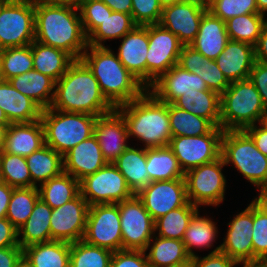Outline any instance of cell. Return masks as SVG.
Returning <instances> with one entry per match:
<instances>
[{"instance_id":"1","label":"cell","mask_w":267,"mask_h":267,"mask_svg":"<svg viewBox=\"0 0 267 267\" xmlns=\"http://www.w3.org/2000/svg\"><path fill=\"white\" fill-rule=\"evenodd\" d=\"M78 8L35 0V41L80 59L88 47Z\"/></svg>"},{"instance_id":"2","label":"cell","mask_w":267,"mask_h":267,"mask_svg":"<svg viewBox=\"0 0 267 267\" xmlns=\"http://www.w3.org/2000/svg\"><path fill=\"white\" fill-rule=\"evenodd\" d=\"M52 109L102 116L115 108L103 96L97 79L81 60H74L56 81Z\"/></svg>"},{"instance_id":"3","label":"cell","mask_w":267,"mask_h":267,"mask_svg":"<svg viewBox=\"0 0 267 267\" xmlns=\"http://www.w3.org/2000/svg\"><path fill=\"white\" fill-rule=\"evenodd\" d=\"M80 59L91 70L103 96L114 108L139 98L147 90L107 46L88 45Z\"/></svg>"},{"instance_id":"4","label":"cell","mask_w":267,"mask_h":267,"mask_svg":"<svg viewBox=\"0 0 267 267\" xmlns=\"http://www.w3.org/2000/svg\"><path fill=\"white\" fill-rule=\"evenodd\" d=\"M115 109L125 120L129 138L137 137L144 148L169 145L172 133L168 103L159 101L148 89L139 98Z\"/></svg>"},{"instance_id":"5","label":"cell","mask_w":267,"mask_h":267,"mask_svg":"<svg viewBox=\"0 0 267 267\" xmlns=\"http://www.w3.org/2000/svg\"><path fill=\"white\" fill-rule=\"evenodd\" d=\"M260 94L248 79L230 83L220 95V127L226 130H244L261 122L265 113Z\"/></svg>"},{"instance_id":"6","label":"cell","mask_w":267,"mask_h":267,"mask_svg":"<svg viewBox=\"0 0 267 267\" xmlns=\"http://www.w3.org/2000/svg\"><path fill=\"white\" fill-rule=\"evenodd\" d=\"M96 119L97 116L91 114L44 109L40 120L44 129L45 144L63 156L80 142L94 135Z\"/></svg>"},{"instance_id":"7","label":"cell","mask_w":267,"mask_h":267,"mask_svg":"<svg viewBox=\"0 0 267 267\" xmlns=\"http://www.w3.org/2000/svg\"><path fill=\"white\" fill-rule=\"evenodd\" d=\"M220 156L226 166L232 163L260 192L267 188V157L244 130L223 132Z\"/></svg>"},{"instance_id":"8","label":"cell","mask_w":267,"mask_h":267,"mask_svg":"<svg viewBox=\"0 0 267 267\" xmlns=\"http://www.w3.org/2000/svg\"><path fill=\"white\" fill-rule=\"evenodd\" d=\"M35 0L0 2V50L35 40Z\"/></svg>"},{"instance_id":"9","label":"cell","mask_w":267,"mask_h":267,"mask_svg":"<svg viewBox=\"0 0 267 267\" xmlns=\"http://www.w3.org/2000/svg\"><path fill=\"white\" fill-rule=\"evenodd\" d=\"M226 166L220 156L213 162L202 164L184 174L188 201L200 205L218 206L224 201L226 177L222 168Z\"/></svg>"},{"instance_id":"10","label":"cell","mask_w":267,"mask_h":267,"mask_svg":"<svg viewBox=\"0 0 267 267\" xmlns=\"http://www.w3.org/2000/svg\"><path fill=\"white\" fill-rule=\"evenodd\" d=\"M223 132L224 130L221 127H214L205 135L178 136L170 139L168 146L176 156L184 174L220 157Z\"/></svg>"},{"instance_id":"11","label":"cell","mask_w":267,"mask_h":267,"mask_svg":"<svg viewBox=\"0 0 267 267\" xmlns=\"http://www.w3.org/2000/svg\"><path fill=\"white\" fill-rule=\"evenodd\" d=\"M80 193L89 206L117 204L134 195L124 176L113 163H107L94 174L82 179L80 181Z\"/></svg>"},{"instance_id":"12","label":"cell","mask_w":267,"mask_h":267,"mask_svg":"<svg viewBox=\"0 0 267 267\" xmlns=\"http://www.w3.org/2000/svg\"><path fill=\"white\" fill-rule=\"evenodd\" d=\"M117 204L120 213L122 249L146 251L150 240L156 235L155 221L136 194Z\"/></svg>"},{"instance_id":"13","label":"cell","mask_w":267,"mask_h":267,"mask_svg":"<svg viewBox=\"0 0 267 267\" xmlns=\"http://www.w3.org/2000/svg\"><path fill=\"white\" fill-rule=\"evenodd\" d=\"M87 244L108 249L122 250V233L118 204L89 206L85 233L82 239Z\"/></svg>"},{"instance_id":"14","label":"cell","mask_w":267,"mask_h":267,"mask_svg":"<svg viewBox=\"0 0 267 267\" xmlns=\"http://www.w3.org/2000/svg\"><path fill=\"white\" fill-rule=\"evenodd\" d=\"M147 89L165 72L178 64L183 44L160 24L148 25Z\"/></svg>"},{"instance_id":"15","label":"cell","mask_w":267,"mask_h":267,"mask_svg":"<svg viewBox=\"0 0 267 267\" xmlns=\"http://www.w3.org/2000/svg\"><path fill=\"white\" fill-rule=\"evenodd\" d=\"M206 0H184L163 7L159 24L176 35L183 45H190L199 30Z\"/></svg>"},{"instance_id":"16","label":"cell","mask_w":267,"mask_h":267,"mask_svg":"<svg viewBox=\"0 0 267 267\" xmlns=\"http://www.w3.org/2000/svg\"><path fill=\"white\" fill-rule=\"evenodd\" d=\"M136 195L154 221L189 202L185 178L151 182Z\"/></svg>"},{"instance_id":"17","label":"cell","mask_w":267,"mask_h":267,"mask_svg":"<svg viewBox=\"0 0 267 267\" xmlns=\"http://www.w3.org/2000/svg\"><path fill=\"white\" fill-rule=\"evenodd\" d=\"M89 204L79 193L74 199L53 209L50 219L51 241L73 243L83 239Z\"/></svg>"},{"instance_id":"18","label":"cell","mask_w":267,"mask_h":267,"mask_svg":"<svg viewBox=\"0 0 267 267\" xmlns=\"http://www.w3.org/2000/svg\"><path fill=\"white\" fill-rule=\"evenodd\" d=\"M228 230L221 249L229 258L240 262L254 259L252 229H253V200L244 211L234 216L227 224Z\"/></svg>"},{"instance_id":"19","label":"cell","mask_w":267,"mask_h":267,"mask_svg":"<svg viewBox=\"0 0 267 267\" xmlns=\"http://www.w3.org/2000/svg\"><path fill=\"white\" fill-rule=\"evenodd\" d=\"M94 136L107 163H113L128 147L127 126L116 109L97 117Z\"/></svg>"},{"instance_id":"20","label":"cell","mask_w":267,"mask_h":267,"mask_svg":"<svg viewBox=\"0 0 267 267\" xmlns=\"http://www.w3.org/2000/svg\"><path fill=\"white\" fill-rule=\"evenodd\" d=\"M148 90L161 102L172 104L177 98L191 90H209L204 80L175 64L163 73ZM152 90V91H151Z\"/></svg>"},{"instance_id":"21","label":"cell","mask_w":267,"mask_h":267,"mask_svg":"<svg viewBox=\"0 0 267 267\" xmlns=\"http://www.w3.org/2000/svg\"><path fill=\"white\" fill-rule=\"evenodd\" d=\"M122 38L116 55L125 68L147 88L148 25H137Z\"/></svg>"},{"instance_id":"22","label":"cell","mask_w":267,"mask_h":267,"mask_svg":"<svg viewBox=\"0 0 267 267\" xmlns=\"http://www.w3.org/2000/svg\"><path fill=\"white\" fill-rule=\"evenodd\" d=\"M107 164L94 135L63 155V169L79 182Z\"/></svg>"},{"instance_id":"23","label":"cell","mask_w":267,"mask_h":267,"mask_svg":"<svg viewBox=\"0 0 267 267\" xmlns=\"http://www.w3.org/2000/svg\"><path fill=\"white\" fill-rule=\"evenodd\" d=\"M255 61V46L231 39L215 59L229 83L248 79Z\"/></svg>"},{"instance_id":"24","label":"cell","mask_w":267,"mask_h":267,"mask_svg":"<svg viewBox=\"0 0 267 267\" xmlns=\"http://www.w3.org/2000/svg\"><path fill=\"white\" fill-rule=\"evenodd\" d=\"M44 145V129L41 120L11 123L7 127L3 152L27 157Z\"/></svg>"},{"instance_id":"25","label":"cell","mask_w":267,"mask_h":267,"mask_svg":"<svg viewBox=\"0 0 267 267\" xmlns=\"http://www.w3.org/2000/svg\"><path fill=\"white\" fill-rule=\"evenodd\" d=\"M178 65L200 76L209 90L221 95L230 85L215 60H210L190 45H183Z\"/></svg>"},{"instance_id":"26","label":"cell","mask_w":267,"mask_h":267,"mask_svg":"<svg viewBox=\"0 0 267 267\" xmlns=\"http://www.w3.org/2000/svg\"><path fill=\"white\" fill-rule=\"evenodd\" d=\"M228 40L225 21L207 10L201 18L197 36L190 46L208 59L215 60L225 49Z\"/></svg>"},{"instance_id":"27","label":"cell","mask_w":267,"mask_h":267,"mask_svg":"<svg viewBox=\"0 0 267 267\" xmlns=\"http://www.w3.org/2000/svg\"><path fill=\"white\" fill-rule=\"evenodd\" d=\"M0 108L11 123L38 121L43 109L15 89L9 81H0Z\"/></svg>"},{"instance_id":"28","label":"cell","mask_w":267,"mask_h":267,"mask_svg":"<svg viewBox=\"0 0 267 267\" xmlns=\"http://www.w3.org/2000/svg\"><path fill=\"white\" fill-rule=\"evenodd\" d=\"M8 81L15 89L31 98L43 110L50 108L56 86V81L51 77L32 69Z\"/></svg>"},{"instance_id":"29","label":"cell","mask_w":267,"mask_h":267,"mask_svg":"<svg viewBox=\"0 0 267 267\" xmlns=\"http://www.w3.org/2000/svg\"><path fill=\"white\" fill-rule=\"evenodd\" d=\"M52 210L41 198L37 200L28 220L18 229V243L22 249L33 244L51 241Z\"/></svg>"},{"instance_id":"30","label":"cell","mask_w":267,"mask_h":267,"mask_svg":"<svg viewBox=\"0 0 267 267\" xmlns=\"http://www.w3.org/2000/svg\"><path fill=\"white\" fill-rule=\"evenodd\" d=\"M124 176L128 187L134 194L149 184V174L146 168V148L128 146L113 162Z\"/></svg>"},{"instance_id":"31","label":"cell","mask_w":267,"mask_h":267,"mask_svg":"<svg viewBox=\"0 0 267 267\" xmlns=\"http://www.w3.org/2000/svg\"><path fill=\"white\" fill-rule=\"evenodd\" d=\"M33 69L58 81L67 71L74 59L65 51L45 45L41 42L31 43Z\"/></svg>"},{"instance_id":"32","label":"cell","mask_w":267,"mask_h":267,"mask_svg":"<svg viewBox=\"0 0 267 267\" xmlns=\"http://www.w3.org/2000/svg\"><path fill=\"white\" fill-rule=\"evenodd\" d=\"M172 104L208 119L215 127H220V95L212 90H191Z\"/></svg>"},{"instance_id":"33","label":"cell","mask_w":267,"mask_h":267,"mask_svg":"<svg viewBox=\"0 0 267 267\" xmlns=\"http://www.w3.org/2000/svg\"><path fill=\"white\" fill-rule=\"evenodd\" d=\"M153 237H155V239L152 238L146 248V251L150 249L146 256L151 267L191 264L192 258L187 253L182 240L155 235Z\"/></svg>"},{"instance_id":"34","label":"cell","mask_w":267,"mask_h":267,"mask_svg":"<svg viewBox=\"0 0 267 267\" xmlns=\"http://www.w3.org/2000/svg\"><path fill=\"white\" fill-rule=\"evenodd\" d=\"M26 160L32 178V187H39L64 171L63 156L46 144L32 152Z\"/></svg>"},{"instance_id":"35","label":"cell","mask_w":267,"mask_h":267,"mask_svg":"<svg viewBox=\"0 0 267 267\" xmlns=\"http://www.w3.org/2000/svg\"><path fill=\"white\" fill-rule=\"evenodd\" d=\"M23 255L35 267H69L70 243L49 241L23 248Z\"/></svg>"},{"instance_id":"36","label":"cell","mask_w":267,"mask_h":267,"mask_svg":"<svg viewBox=\"0 0 267 267\" xmlns=\"http://www.w3.org/2000/svg\"><path fill=\"white\" fill-rule=\"evenodd\" d=\"M146 168L149 184L154 181L184 178V172L169 146L146 148Z\"/></svg>"},{"instance_id":"37","label":"cell","mask_w":267,"mask_h":267,"mask_svg":"<svg viewBox=\"0 0 267 267\" xmlns=\"http://www.w3.org/2000/svg\"><path fill=\"white\" fill-rule=\"evenodd\" d=\"M40 198L52 209L74 199L80 193V182L66 172L40 185Z\"/></svg>"},{"instance_id":"38","label":"cell","mask_w":267,"mask_h":267,"mask_svg":"<svg viewBox=\"0 0 267 267\" xmlns=\"http://www.w3.org/2000/svg\"><path fill=\"white\" fill-rule=\"evenodd\" d=\"M199 215V211L193 215L182 238L191 258L197 256L195 251L193 252V248H211L215 238H217L216 234H218L216 222H213L209 217Z\"/></svg>"},{"instance_id":"39","label":"cell","mask_w":267,"mask_h":267,"mask_svg":"<svg viewBox=\"0 0 267 267\" xmlns=\"http://www.w3.org/2000/svg\"><path fill=\"white\" fill-rule=\"evenodd\" d=\"M168 116L172 137L205 135L215 127L208 119L173 104H168Z\"/></svg>"},{"instance_id":"40","label":"cell","mask_w":267,"mask_h":267,"mask_svg":"<svg viewBox=\"0 0 267 267\" xmlns=\"http://www.w3.org/2000/svg\"><path fill=\"white\" fill-rule=\"evenodd\" d=\"M136 26L137 24L133 21L131 14L112 11L88 36V45L105 47L106 40L122 39L124 35L132 31Z\"/></svg>"},{"instance_id":"41","label":"cell","mask_w":267,"mask_h":267,"mask_svg":"<svg viewBox=\"0 0 267 267\" xmlns=\"http://www.w3.org/2000/svg\"><path fill=\"white\" fill-rule=\"evenodd\" d=\"M266 21L261 13L239 15L225 21L226 31L229 39L255 46Z\"/></svg>"},{"instance_id":"42","label":"cell","mask_w":267,"mask_h":267,"mask_svg":"<svg viewBox=\"0 0 267 267\" xmlns=\"http://www.w3.org/2000/svg\"><path fill=\"white\" fill-rule=\"evenodd\" d=\"M198 210L199 207L190 202L185 206L171 210L166 215L155 220V233L159 231V237L182 240L189 222Z\"/></svg>"},{"instance_id":"43","label":"cell","mask_w":267,"mask_h":267,"mask_svg":"<svg viewBox=\"0 0 267 267\" xmlns=\"http://www.w3.org/2000/svg\"><path fill=\"white\" fill-rule=\"evenodd\" d=\"M39 198L38 187L13 188L6 218L17 230L28 220Z\"/></svg>"},{"instance_id":"44","label":"cell","mask_w":267,"mask_h":267,"mask_svg":"<svg viewBox=\"0 0 267 267\" xmlns=\"http://www.w3.org/2000/svg\"><path fill=\"white\" fill-rule=\"evenodd\" d=\"M33 69L31 44L0 50L1 79H9Z\"/></svg>"},{"instance_id":"45","label":"cell","mask_w":267,"mask_h":267,"mask_svg":"<svg viewBox=\"0 0 267 267\" xmlns=\"http://www.w3.org/2000/svg\"><path fill=\"white\" fill-rule=\"evenodd\" d=\"M0 176L2 182L13 188L32 187V178L26 157L2 151L0 153Z\"/></svg>"},{"instance_id":"46","label":"cell","mask_w":267,"mask_h":267,"mask_svg":"<svg viewBox=\"0 0 267 267\" xmlns=\"http://www.w3.org/2000/svg\"><path fill=\"white\" fill-rule=\"evenodd\" d=\"M112 254L108 249L76 241L70 243L69 267H109Z\"/></svg>"},{"instance_id":"47","label":"cell","mask_w":267,"mask_h":267,"mask_svg":"<svg viewBox=\"0 0 267 267\" xmlns=\"http://www.w3.org/2000/svg\"><path fill=\"white\" fill-rule=\"evenodd\" d=\"M207 9L222 21L250 13H259L256 0H206Z\"/></svg>"},{"instance_id":"48","label":"cell","mask_w":267,"mask_h":267,"mask_svg":"<svg viewBox=\"0 0 267 267\" xmlns=\"http://www.w3.org/2000/svg\"><path fill=\"white\" fill-rule=\"evenodd\" d=\"M253 253L255 258H267V207L253 200Z\"/></svg>"},{"instance_id":"49","label":"cell","mask_w":267,"mask_h":267,"mask_svg":"<svg viewBox=\"0 0 267 267\" xmlns=\"http://www.w3.org/2000/svg\"><path fill=\"white\" fill-rule=\"evenodd\" d=\"M83 29L88 37L112 10L101 0H83L78 7Z\"/></svg>"},{"instance_id":"50","label":"cell","mask_w":267,"mask_h":267,"mask_svg":"<svg viewBox=\"0 0 267 267\" xmlns=\"http://www.w3.org/2000/svg\"><path fill=\"white\" fill-rule=\"evenodd\" d=\"M162 10L159 0H132L131 15L137 25L159 24Z\"/></svg>"},{"instance_id":"51","label":"cell","mask_w":267,"mask_h":267,"mask_svg":"<svg viewBox=\"0 0 267 267\" xmlns=\"http://www.w3.org/2000/svg\"><path fill=\"white\" fill-rule=\"evenodd\" d=\"M109 267H151L146 251L118 250L113 252Z\"/></svg>"},{"instance_id":"52","label":"cell","mask_w":267,"mask_h":267,"mask_svg":"<svg viewBox=\"0 0 267 267\" xmlns=\"http://www.w3.org/2000/svg\"><path fill=\"white\" fill-rule=\"evenodd\" d=\"M221 245H218L212 252L205 257H193L191 259L192 267H235L238 261L229 258L220 251Z\"/></svg>"},{"instance_id":"53","label":"cell","mask_w":267,"mask_h":267,"mask_svg":"<svg viewBox=\"0 0 267 267\" xmlns=\"http://www.w3.org/2000/svg\"><path fill=\"white\" fill-rule=\"evenodd\" d=\"M249 80L258 90L262 103L267 109V64L255 61L250 71Z\"/></svg>"},{"instance_id":"54","label":"cell","mask_w":267,"mask_h":267,"mask_svg":"<svg viewBox=\"0 0 267 267\" xmlns=\"http://www.w3.org/2000/svg\"><path fill=\"white\" fill-rule=\"evenodd\" d=\"M19 246L18 230L7 218L0 219V249Z\"/></svg>"},{"instance_id":"55","label":"cell","mask_w":267,"mask_h":267,"mask_svg":"<svg viewBox=\"0 0 267 267\" xmlns=\"http://www.w3.org/2000/svg\"><path fill=\"white\" fill-rule=\"evenodd\" d=\"M258 124L259 126L256 124L248 126L244 129V131L255 142L257 149L267 157V128L260 122Z\"/></svg>"},{"instance_id":"56","label":"cell","mask_w":267,"mask_h":267,"mask_svg":"<svg viewBox=\"0 0 267 267\" xmlns=\"http://www.w3.org/2000/svg\"><path fill=\"white\" fill-rule=\"evenodd\" d=\"M22 255L23 249L20 246L1 248L0 267H16V264Z\"/></svg>"},{"instance_id":"57","label":"cell","mask_w":267,"mask_h":267,"mask_svg":"<svg viewBox=\"0 0 267 267\" xmlns=\"http://www.w3.org/2000/svg\"><path fill=\"white\" fill-rule=\"evenodd\" d=\"M255 60L267 64V21L264 24L261 35L255 45Z\"/></svg>"},{"instance_id":"58","label":"cell","mask_w":267,"mask_h":267,"mask_svg":"<svg viewBox=\"0 0 267 267\" xmlns=\"http://www.w3.org/2000/svg\"><path fill=\"white\" fill-rule=\"evenodd\" d=\"M13 192V187L5 182H0V219L6 218L8 205Z\"/></svg>"},{"instance_id":"59","label":"cell","mask_w":267,"mask_h":267,"mask_svg":"<svg viewBox=\"0 0 267 267\" xmlns=\"http://www.w3.org/2000/svg\"><path fill=\"white\" fill-rule=\"evenodd\" d=\"M112 11L124 14H131L132 0H101Z\"/></svg>"},{"instance_id":"60","label":"cell","mask_w":267,"mask_h":267,"mask_svg":"<svg viewBox=\"0 0 267 267\" xmlns=\"http://www.w3.org/2000/svg\"><path fill=\"white\" fill-rule=\"evenodd\" d=\"M40 1L55 5L71 6L74 8H78L79 5L83 2V0H40Z\"/></svg>"},{"instance_id":"61","label":"cell","mask_w":267,"mask_h":267,"mask_svg":"<svg viewBox=\"0 0 267 267\" xmlns=\"http://www.w3.org/2000/svg\"><path fill=\"white\" fill-rule=\"evenodd\" d=\"M242 267H267V258H255L250 261L240 262Z\"/></svg>"},{"instance_id":"62","label":"cell","mask_w":267,"mask_h":267,"mask_svg":"<svg viewBox=\"0 0 267 267\" xmlns=\"http://www.w3.org/2000/svg\"><path fill=\"white\" fill-rule=\"evenodd\" d=\"M256 4L258 7V12L266 15L265 13L267 12V0H256Z\"/></svg>"},{"instance_id":"63","label":"cell","mask_w":267,"mask_h":267,"mask_svg":"<svg viewBox=\"0 0 267 267\" xmlns=\"http://www.w3.org/2000/svg\"><path fill=\"white\" fill-rule=\"evenodd\" d=\"M6 131L7 128L5 126H0V153L4 150Z\"/></svg>"},{"instance_id":"64","label":"cell","mask_w":267,"mask_h":267,"mask_svg":"<svg viewBox=\"0 0 267 267\" xmlns=\"http://www.w3.org/2000/svg\"><path fill=\"white\" fill-rule=\"evenodd\" d=\"M16 267H35L24 255L18 260Z\"/></svg>"},{"instance_id":"65","label":"cell","mask_w":267,"mask_h":267,"mask_svg":"<svg viewBox=\"0 0 267 267\" xmlns=\"http://www.w3.org/2000/svg\"><path fill=\"white\" fill-rule=\"evenodd\" d=\"M11 124L8 120L5 112L0 108V126H5L6 128Z\"/></svg>"},{"instance_id":"66","label":"cell","mask_w":267,"mask_h":267,"mask_svg":"<svg viewBox=\"0 0 267 267\" xmlns=\"http://www.w3.org/2000/svg\"><path fill=\"white\" fill-rule=\"evenodd\" d=\"M256 198L267 207V188L259 192V195Z\"/></svg>"},{"instance_id":"67","label":"cell","mask_w":267,"mask_h":267,"mask_svg":"<svg viewBox=\"0 0 267 267\" xmlns=\"http://www.w3.org/2000/svg\"><path fill=\"white\" fill-rule=\"evenodd\" d=\"M180 1H184V0H159V2L161 3L163 7L167 5H171L176 2H180Z\"/></svg>"},{"instance_id":"68","label":"cell","mask_w":267,"mask_h":267,"mask_svg":"<svg viewBox=\"0 0 267 267\" xmlns=\"http://www.w3.org/2000/svg\"><path fill=\"white\" fill-rule=\"evenodd\" d=\"M260 123H261L264 127L267 128V109H266L265 113L263 114Z\"/></svg>"},{"instance_id":"69","label":"cell","mask_w":267,"mask_h":267,"mask_svg":"<svg viewBox=\"0 0 267 267\" xmlns=\"http://www.w3.org/2000/svg\"><path fill=\"white\" fill-rule=\"evenodd\" d=\"M169 267H192V264H181V265H174Z\"/></svg>"},{"instance_id":"70","label":"cell","mask_w":267,"mask_h":267,"mask_svg":"<svg viewBox=\"0 0 267 267\" xmlns=\"http://www.w3.org/2000/svg\"><path fill=\"white\" fill-rule=\"evenodd\" d=\"M27 0H0V2H22Z\"/></svg>"}]
</instances>
